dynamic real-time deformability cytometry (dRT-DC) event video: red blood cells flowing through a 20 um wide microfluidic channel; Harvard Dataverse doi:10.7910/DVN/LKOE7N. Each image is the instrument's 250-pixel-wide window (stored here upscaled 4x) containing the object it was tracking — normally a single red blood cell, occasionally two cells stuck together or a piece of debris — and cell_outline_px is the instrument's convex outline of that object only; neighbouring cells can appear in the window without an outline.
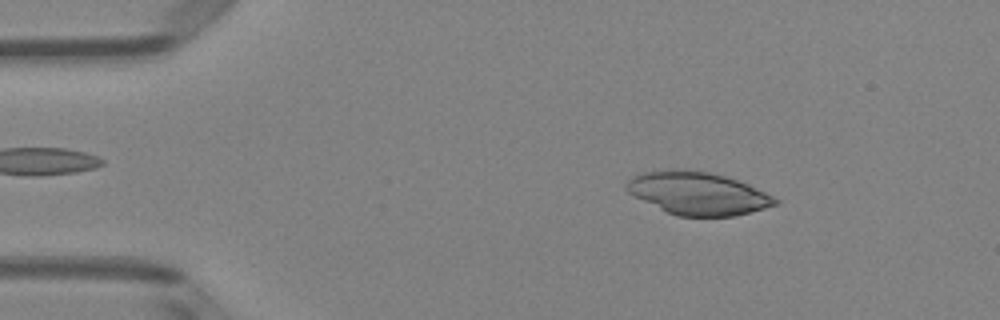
{"species": "Egyptian fruit bat (a non-hibernating species)", "species_latin": "Rousettus aegyptiacus", "temperature_condition": "room temperature", "stored_images_in_passage": 49, "camera_frame_rate_fps": 3000, "um_per_image_px": 0.085, "animal": {"sex": "female"}, "frame": {"image": 1, "passage_image": 7, "time_ms": 2.0, "image_size_px": [1000, 320], "cell_outline_px": [[780, 204], [732, 216], [676, 216], [628, 192], [624, 188], [624, 184], [632, 176], [644, 172], [672, 168], [680, 168], [708, 172], [724, 176], [748, 184], [780, 200]], "centroid_in_image_um": [59.3, 16.41], "position_along_channel_um": 25.7, "area_um2": 36.76}}